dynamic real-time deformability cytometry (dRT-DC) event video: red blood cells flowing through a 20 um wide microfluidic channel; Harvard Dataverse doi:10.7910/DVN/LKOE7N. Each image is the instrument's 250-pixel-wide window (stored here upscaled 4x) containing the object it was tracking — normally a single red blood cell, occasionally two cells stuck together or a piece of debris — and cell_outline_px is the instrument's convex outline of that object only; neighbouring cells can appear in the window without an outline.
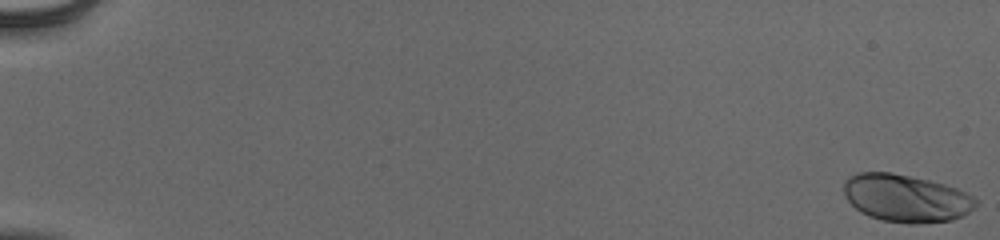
{"species": "human", "species_latin": "Homo sapiens", "temperature_condition": "cold", "stored_images_in_passage": 56, "camera_frame_rate_fps": 3000, "um_per_image_px": 0.085, "donor": {"sex": "male"}, "frame": {"image": 1, "passage_image": 1, "time_ms": 0.0, "image_size_px": [1000, 240], "cell_outline_px": [[976, 204], [964, 216], [952, 220], [916, 224], [908, 224], [880, 220], [868, 216], [860, 212], [848, 200], [844, 192], [844, 180], [860, 172], [888, 172], [928, 180], [944, 184], [956, 188], [972, 196], [976, 200]], "centroid_in_image_um": [77.0, 16.86], "position_along_channel_um": 8.0, "area_um2": 36.41}}
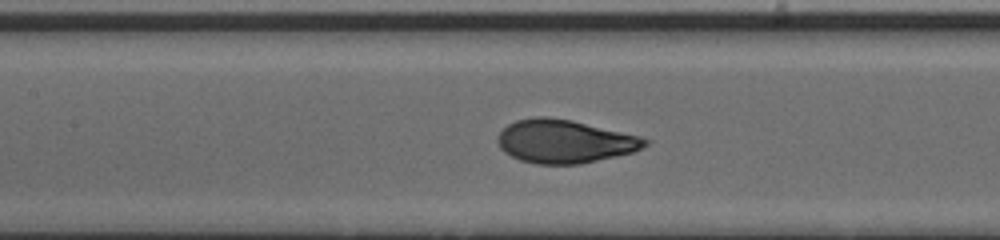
{"frame": {"image": 2, "passage_image": 29, "time_ms": 9.333, "image_size_px": [1000, 240], "cell_outline_px": [[652, 140], [648, 144], [632, 152], [616, 156], [580, 164], [536, 164], [520, 160], [504, 152], [500, 148], [496, 140], [496, 136], [508, 124], [516, 120], [536, 116], [544, 116], [572, 120], [640, 136]], "centroid_in_image_um": [47.97, 12.01], "position_along_channel_um": 159.4, "area_um2": 37.22}}
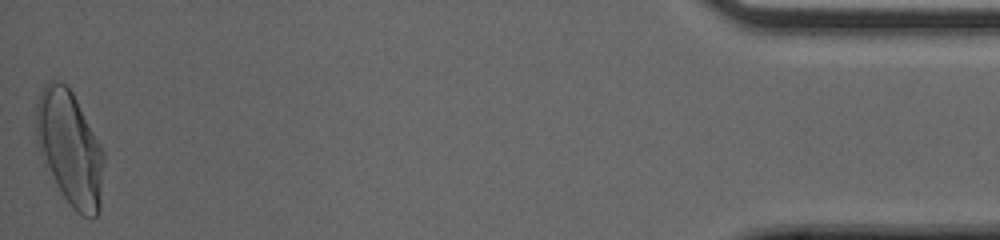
{"frame": {"image": 3, "passage_image": 56, "time_ms": 18.333, "image_size_px": [1000, 240], "cell_outline_px": [[104, 160], [100, 208], [96, 216], [92, 220], [76, 212], [72, 208], [60, 192], [44, 164], [36, 140], [36, 104], [40, 88], [48, 80], [56, 80], [64, 84], [72, 92], [100, 144], [104, 152]], "centroid_in_image_um": [5.92, 12.61], "position_along_channel_um": 429.3, "area_um2": 45.26}, "authors_computed_cell_mechanics": {"area_um2": 36.8186, "velocity_mm_per_s": 3.8708, "shape_relaxation_time_tau1_ms": 2.7061, "shape_relaxation_time_tau2_ms": null, "deformation_change_tau1": 0.1734, "deformation_change_tau2": null}}